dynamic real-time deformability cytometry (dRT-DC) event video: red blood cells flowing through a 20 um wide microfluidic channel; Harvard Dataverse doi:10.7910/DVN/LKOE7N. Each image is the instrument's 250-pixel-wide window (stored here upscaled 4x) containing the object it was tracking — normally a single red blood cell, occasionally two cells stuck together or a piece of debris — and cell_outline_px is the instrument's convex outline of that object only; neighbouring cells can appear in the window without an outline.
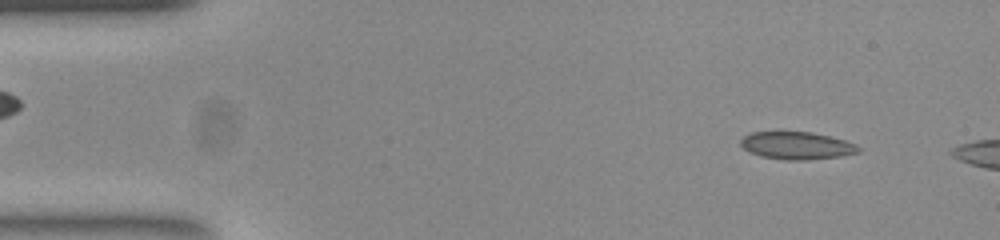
{"species": "common noctule bat (a hibernating species)", "species_latin": "Nyctalus noctula", "temperature_condition": "room temperature", "stored_images_in_passage": 13, "camera_frame_rate_fps": 3000, "um_per_image_px": 0.085, "animal": {"sex": "female", "body_mass_g": 23.0, "forearm_length_mm": 53.4}, "frame": {"image": 1, "passage_image": 4, "time_ms": 1.0, "image_size_px": [1000, 240], "cell_outline_px": [[860, 152], [840, 156], [804, 160], [784, 160], [760, 156], [748, 152], [740, 144], [740, 140], [744, 136], [752, 132], [812, 132], [844, 140], [856, 144], [860, 148]], "centroid_in_image_um": [67.7, 12.38], "position_along_channel_um": 17.3, "area_um2": 18.84}}